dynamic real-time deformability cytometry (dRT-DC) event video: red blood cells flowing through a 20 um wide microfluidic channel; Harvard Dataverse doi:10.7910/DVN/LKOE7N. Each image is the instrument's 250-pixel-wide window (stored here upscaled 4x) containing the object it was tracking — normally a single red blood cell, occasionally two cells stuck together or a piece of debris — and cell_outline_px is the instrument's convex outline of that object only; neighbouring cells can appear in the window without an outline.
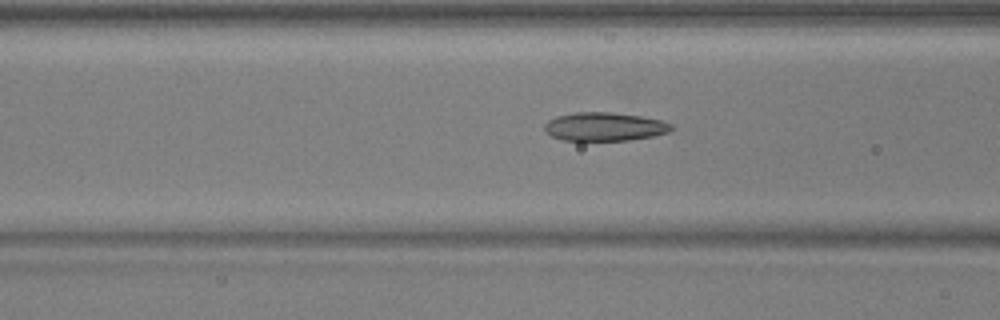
{"species": "common noctule bat (a hibernating species)", "species_latin": "Nyctalus noctula", "temperature_condition": "warm", "stored_images_in_passage": 24, "camera_frame_rate_fps": 3000, "um_per_image_px": 0.085, "animal": {"sex": "male", "body_mass_g": 17.9, "forearm_length_mm": 54.2}, "frame": {"image": 1, "passage_image": 20, "time_ms": 6.333, "image_size_px": [1000, 320], "cell_outline_px": [[672, 128], [668, 132], [652, 136], [628, 140], [560, 140], [544, 132], [544, 124], [548, 120], [556, 116], [576, 112], [608, 112], [640, 116], [660, 120], [672, 124]], "centroid_in_image_um": [51.33, 10.76], "position_along_channel_um": 115.3, "area_um2": 20.98}}
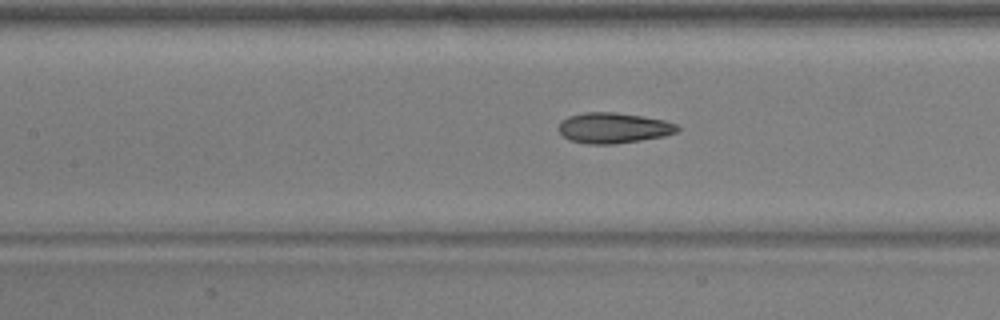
{"frame": {"image": 2, "passage_image": 23, "time_ms": 7.333, "image_size_px": [1000, 320], "cell_outline_px": [[680, 128], [676, 132], [664, 136], [616, 144], [588, 144], [572, 140], [564, 136], [560, 132], [560, 120], [568, 116], [584, 112], [616, 112], [664, 120], [676, 124]], "centroid_in_image_um": [52.15, 10.87], "position_along_channel_um": 155.3, "area_um2": 20.98}}